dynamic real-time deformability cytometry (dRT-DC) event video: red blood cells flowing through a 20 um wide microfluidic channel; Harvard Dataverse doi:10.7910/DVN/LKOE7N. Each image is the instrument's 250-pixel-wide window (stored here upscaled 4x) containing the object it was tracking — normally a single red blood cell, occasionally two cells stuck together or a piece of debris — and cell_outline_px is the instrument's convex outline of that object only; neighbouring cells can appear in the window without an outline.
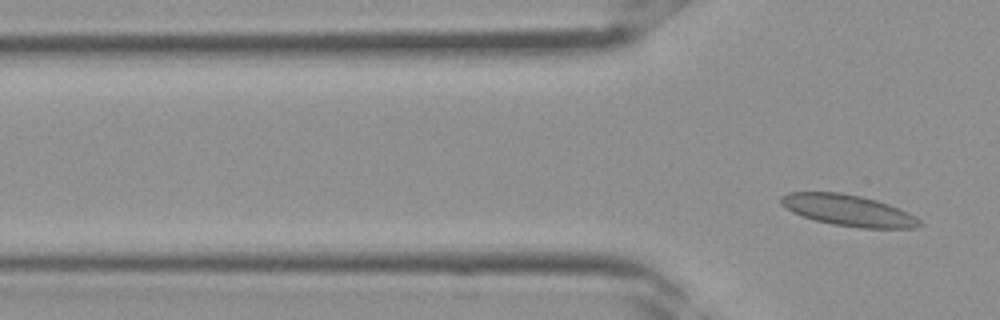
{"species": "Egyptian fruit bat (a non-hibernating species)", "species_latin": "Rousettus aegyptiacus", "temperature_condition": "room temperature", "stored_images_in_passage": 5, "segment_of_instrument_passage": [2, 2], "camera_frame_rate_fps": 3000, "um_per_image_px": 0.085, "frame": {"image": 1, "passage_image": 5, "time_ms": 1.333, "image_size_px": [1000, 320], "cell_outline_px": [[924, 224], [916, 228], [860, 228], [832, 224], [816, 220], [792, 212], [784, 208], [780, 204], [780, 196], [788, 192], [840, 192], [860, 196], [876, 200], [888, 204], [908, 212], [916, 216]], "centroid_in_image_um": [72.1, 17.88], "position_along_channel_um": 53.7, "area_um2": 25.32}}